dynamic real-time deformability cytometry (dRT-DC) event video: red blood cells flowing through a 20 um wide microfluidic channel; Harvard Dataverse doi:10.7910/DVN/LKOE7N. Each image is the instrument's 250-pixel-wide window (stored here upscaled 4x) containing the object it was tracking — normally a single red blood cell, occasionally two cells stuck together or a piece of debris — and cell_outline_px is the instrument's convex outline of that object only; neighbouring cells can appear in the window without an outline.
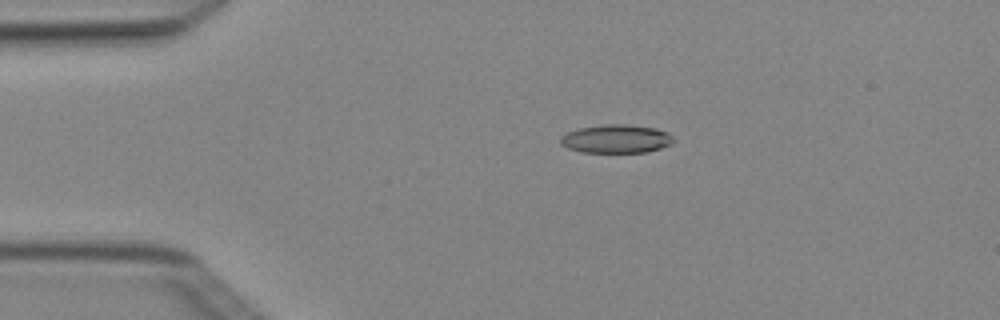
{"species": "Egyptian fruit bat (a non-hibernating species)", "species_latin": "Rousettus aegyptiacus", "temperature_condition": "cold", "stored_images_in_passage": 3, "camera_frame_rate_fps": 3000, "um_per_image_px": 0.085, "animal": {"sex": "female"}, "frame": {"image": 1, "passage_image": 2, "time_ms": 0.333, "image_size_px": [1000, 320], "cell_outline_px": [[676, 140], [672, 144], [648, 152], [580, 152], [568, 148], [560, 144], [560, 136], [568, 132], [580, 128], [604, 124], [624, 124], [656, 128], [668, 132]], "centroid_in_image_um": [52.4, 11.8], "position_along_channel_um": 32.6, "area_um2": 18.84}}